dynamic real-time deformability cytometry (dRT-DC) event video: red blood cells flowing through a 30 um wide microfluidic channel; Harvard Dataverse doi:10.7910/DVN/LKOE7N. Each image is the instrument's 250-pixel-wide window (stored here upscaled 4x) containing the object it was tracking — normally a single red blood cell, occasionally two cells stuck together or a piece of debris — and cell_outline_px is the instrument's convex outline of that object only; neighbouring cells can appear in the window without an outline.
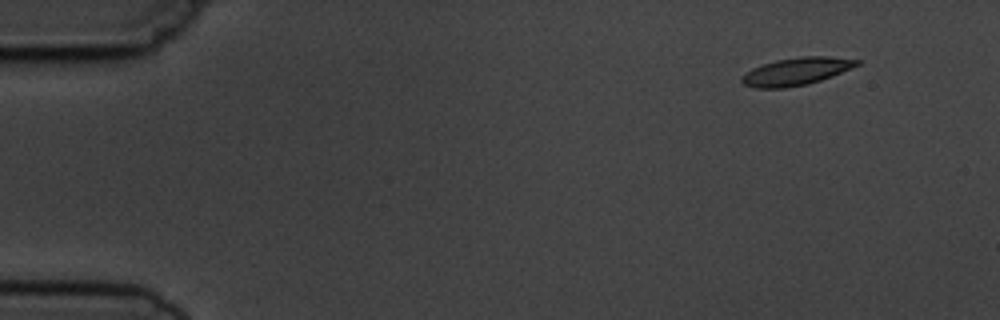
{"species": "common noctule bat (a hibernating species)", "species_latin": "Nyctalus noctula", "temperature_condition": "cold", "stored_images_in_passage": 4, "camera_frame_rate_fps": 3000, "um_per_image_px": 0.085, "animal": {"sex": "male", "body_mass_g": 19.5, "forearm_length_mm": 54.6}, "frame": {"image": 1, "passage_image": 1, "time_ms": 0.0, "image_size_px": [1000, 320], "cell_outline_px": [[864, 60], [860, 64], [832, 76], [808, 84], [784, 88], [756, 88], [744, 84], [740, 80], [752, 68], [776, 60], [800, 56], [828, 56]], "centroid_in_image_um": [67.73, 6.06], "position_along_channel_um": 17.3, "area_um2": 18.38}}
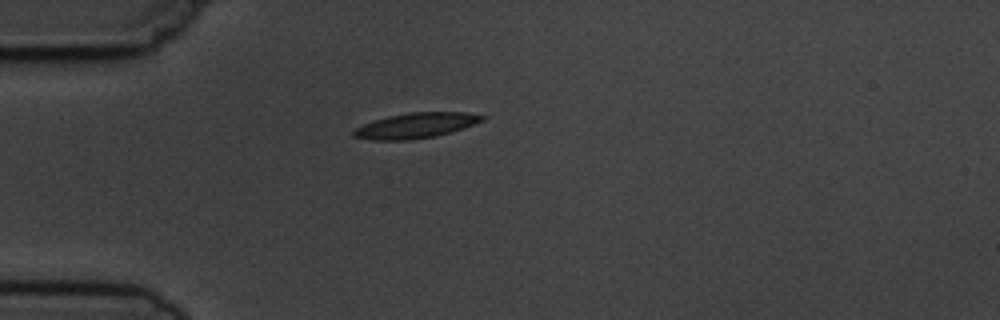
{"frame": {"image": 2, "passage_image": 4, "time_ms": 3.333, "image_size_px": [1000, 320], "cell_outline_px": [[488, 116], [484, 120], [464, 128], [436, 136], [412, 140], [372, 140], [352, 136], [352, 132], [356, 128], [372, 120], [388, 116], [408, 112], [468, 112]], "centroid_in_image_um": [35.37, 10.66], "position_along_channel_um": 49.6, "area_um2": 19.13}}